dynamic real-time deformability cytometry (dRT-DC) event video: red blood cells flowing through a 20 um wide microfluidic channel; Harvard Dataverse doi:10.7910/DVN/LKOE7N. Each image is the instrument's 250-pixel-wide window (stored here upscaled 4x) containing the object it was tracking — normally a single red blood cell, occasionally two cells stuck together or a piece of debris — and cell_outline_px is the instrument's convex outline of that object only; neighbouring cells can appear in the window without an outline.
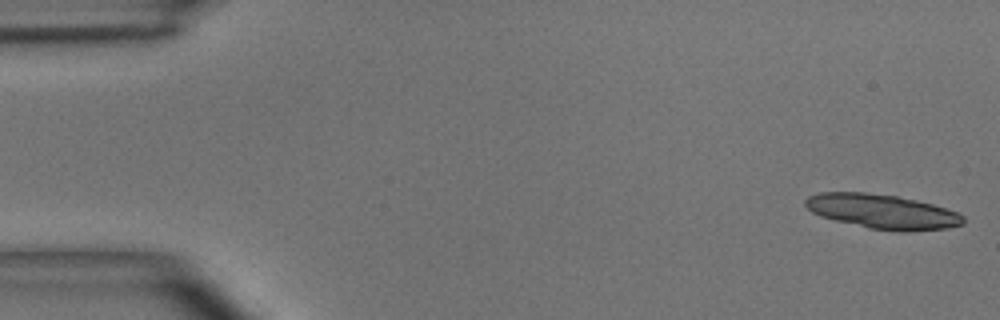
{"species": "common noctule bat (a hibernating species)", "species_latin": "Nyctalus noctula", "temperature_condition": "room temperature", "stored_images_in_passage": 19, "camera_frame_rate_fps": 3000, "um_per_image_px": 0.085, "animal": {"sex": "male", "body_mass_g": 15.6}, "frame": {"image": 1, "passage_image": 1, "time_ms": 0.0, "image_size_px": [1000, 320], "cell_outline_px": [[964, 224], [948, 228], [908, 232], [900, 232], [868, 228], [820, 216], [812, 212], [804, 204], [804, 200], [808, 196], [820, 192], [864, 192], [896, 196], [916, 200], [932, 204], [960, 212], [964, 216]], "centroid_in_image_um": [75.03, 17.99], "position_along_channel_um": 10.0, "area_um2": 31.91}}